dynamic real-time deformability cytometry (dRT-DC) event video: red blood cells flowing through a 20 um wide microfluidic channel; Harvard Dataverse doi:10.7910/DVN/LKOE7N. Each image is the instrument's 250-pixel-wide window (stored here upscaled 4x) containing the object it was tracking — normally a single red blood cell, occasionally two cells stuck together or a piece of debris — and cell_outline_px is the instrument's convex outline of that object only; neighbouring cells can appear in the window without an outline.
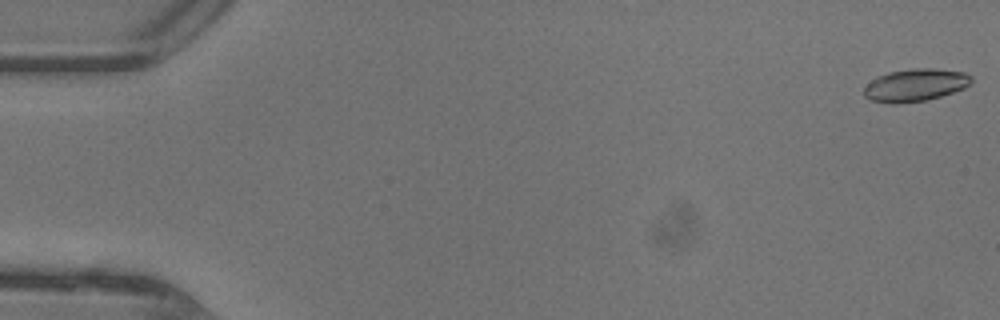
{"species": "common noctule bat (a hibernating species)", "species_latin": "Nyctalus noctula", "temperature_condition": "warm", "stored_images_in_passage": 47, "camera_frame_rate_fps": 3000, "um_per_image_px": 0.085, "animal": {"sex": "female"}, "frame": {"image": 1, "passage_image": 1, "time_ms": 0.0, "image_size_px": [1000, 320], "cell_outline_px": [[972, 84], [964, 88], [940, 96], [924, 100], [872, 100], [864, 96], [864, 88], [876, 76], [888, 72], [912, 68], [932, 68], [964, 72], [972, 76]], "centroid_in_image_um": [77.87, 7.16], "position_along_channel_um": 7.1, "area_um2": 19.54}}
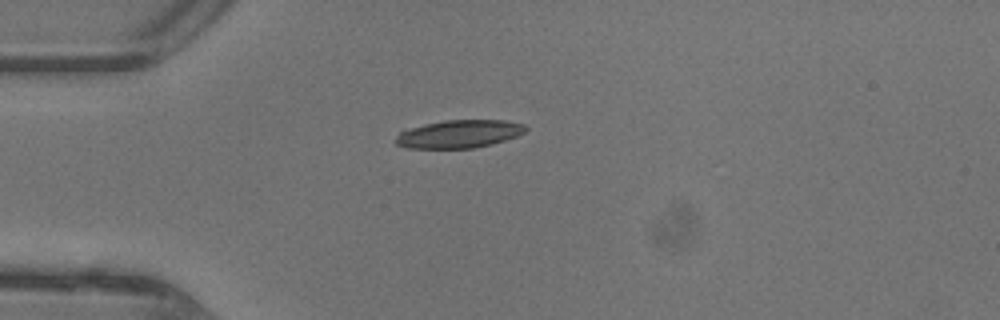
{"frame": {"image": 2, "passage_image": 13, "time_ms": 4.0, "image_size_px": [1000, 320], "cell_outline_px": [[528, 128], [524, 132], [516, 136], [492, 144], [472, 148], [408, 148], [396, 144], [396, 136], [400, 132], [424, 124], [444, 120], [504, 120], [524, 124]], "centroid_in_image_um": [39.04, 11.38], "position_along_channel_um": 46.0, "area_um2": 20.98}}
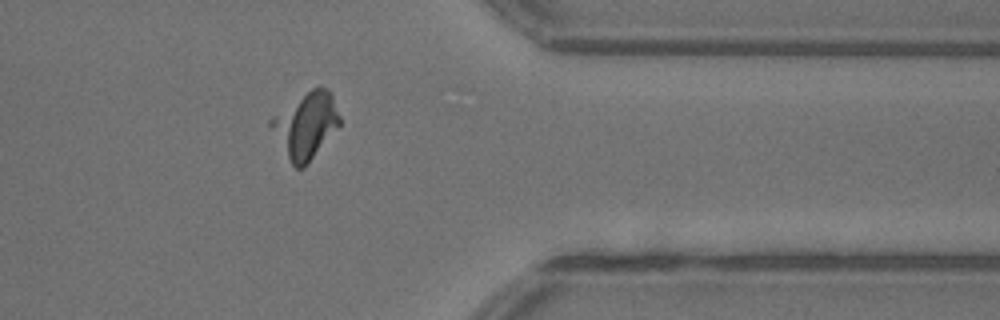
{"frame": {"image": 3, "passage_image": 38, "time_ms": 12.333, "image_size_px": [1000, 320], "cell_outline_px": [[340, 124], [308, 164], [304, 168], [296, 168], [292, 164], [268, 124], [268, 120], [272, 116], [312, 88], [320, 84], [332, 96], [340, 116]], "centroid_in_image_um": [25.99, 10.65], "position_along_channel_um": 385.4, "area_um2": 25.78}}